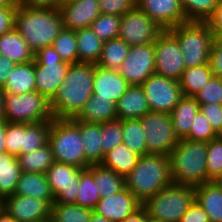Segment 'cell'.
<instances>
[{
	"mask_svg": "<svg viewBox=\"0 0 222 222\" xmlns=\"http://www.w3.org/2000/svg\"><path fill=\"white\" fill-rule=\"evenodd\" d=\"M95 64L77 62L69 66L64 83L50 101L54 118H75L93 95Z\"/></svg>",
	"mask_w": 222,
	"mask_h": 222,
	"instance_id": "cell-1",
	"label": "cell"
},
{
	"mask_svg": "<svg viewBox=\"0 0 222 222\" xmlns=\"http://www.w3.org/2000/svg\"><path fill=\"white\" fill-rule=\"evenodd\" d=\"M14 28L34 53L52 46L64 28L59 8L31 7L18 4Z\"/></svg>",
	"mask_w": 222,
	"mask_h": 222,
	"instance_id": "cell-2",
	"label": "cell"
},
{
	"mask_svg": "<svg viewBox=\"0 0 222 222\" xmlns=\"http://www.w3.org/2000/svg\"><path fill=\"white\" fill-rule=\"evenodd\" d=\"M172 183L169 157L163 154L140 156L137 165L125 177V187L141 204Z\"/></svg>",
	"mask_w": 222,
	"mask_h": 222,
	"instance_id": "cell-3",
	"label": "cell"
},
{
	"mask_svg": "<svg viewBox=\"0 0 222 222\" xmlns=\"http://www.w3.org/2000/svg\"><path fill=\"white\" fill-rule=\"evenodd\" d=\"M206 155L207 142L180 139L168 155L172 182L192 186L208 183Z\"/></svg>",
	"mask_w": 222,
	"mask_h": 222,
	"instance_id": "cell-4",
	"label": "cell"
},
{
	"mask_svg": "<svg viewBox=\"0 0 222 222\" xmlns=\"http://www.w3.org/2000/svg\"><path fill=\"white\" fill-rule=\"evenodd\" d=\"M48 143L54 160L78 168L87 169L79 120L75 118H53L51 120Z\"/></svg>",
	"mask_w": 222,
	"mask_h": 222,
	"instance_id": "cell-5",
	"label": "cell"
},
{
	"mask_svg": "<svg viewBox=\"0 0 222 222\" xmlns=\"http://www.w3.org/2000/svg\"><path fill=\"white\" fill-rule=\"evenodd\" d=\"M195 201V186L170 184L148 199L142 207L147 216L160 222H179Z\"/></svg>",
	"mask_w": 222,
	"mask_h": 222,
	"instance_id": "cell-6",
	"label": "cell"
},
{
	"mask_svg": "<svg viewBox=\"0 0 222 222\" xmlns=\"http://www.w3.org/2000/svg\"><path fill=\"white\" fill-rule=\"evenodd\" d=\"M168 31L179 43L186 68L209 63L214 35L207 22L187 21Z\"/></svg>",
	"mask_w": 222,
	"mask_h": 222,
	"instance_id": "cell-7",
	"label": "cell"
},
{
	"mask_svg": "<svg viewBox=\"0 0 222 222\" xmlns=\"http://www.w3.org/2000/svg\"><path fill=\"white\" fill-rule=\"evenodd\" d=\"M6 121L11 123H38L54 118L50 101L37 91L22 94L5 92Z\"/></svg>",
	"mask_w": 222,
	"mask_h": 222,
	"instance_id": "cell-8",
	"label": "cell"
},
{
	"mask_svg": "<svg viewBox=\"0 0 222 222\" xmlns=\"http://www.w3.org/2000/svg\"><path fill=\"white\" fill-rule=\"evenodd\" d=\"M36 91L51 101L64 83L70 64L61 59L53 46L35 53Z\"/></svg>",
	"mask_w": 222,
	"mask_h": 222,
	"instance_id": "cell-9",
	"label": "cell"
},
{
	"mask_svg": "<svg viewBox=\"0 0 222 222\" xmlns=\"http://www.w3.org/2000/svg\"><path fill=\"white\" fill-rule=\"evenodd\" d=\"M148 153L168 156L179 143L169 113L148 112L140 118Z\"/></svg>",
	"mask_w": 222,
	"mask_h": 222,
	"instance_id": "cell-10",
	"label": "cell"
},
{
	"mask_svg": "<svg viewBox=\"0 0 222 222\" xmlns=\"http://www.w3.org/2000/svg\"><path fill=\"white\" fill-rule=\"evenodd\" d=\"M163 31L145 12L135 7L121 16L118 38L129 46L145 45L155 43Z\"/></svg>",
	"mask_w": 222,
	"mask_h": 222,
	"instance_id": "cell-11",
	"label": "cell"
},
{
	"mask_svg": "<svg viewBox=\"0 0 222 222\" xmlns=\"http://www.w3.org/2000/svg\"><path fill=\"white\" fill-rule=\"evenodd\" d=\"M141 86L152 112L170 113L184 96L177 80L156 73Z\"/></svg>",
	"mask_w": 222,
	"mask_h": 222,
	"instance_id": "cell-12",
	"label": "cell"
},
{
	"mask_svg": "<svg viewBox=\"0 0 222 222\" xmlns=\"http://www.w3.org/2000/svg\"><path fill=\"white\" fill-rule=\"evenodd\" d=\"M82 168L66 163L54 162L45 172L54 196V203L75 204Z\"/></svg>",
	"mask_w": 222,
	"mask_h": 222,
	"instance_id": "cell-13",
	"label": "cell"
},
{
	"mask_svg": "<svg viewBox=\"0 0 222 222\" xmlns=\"http://www.w3.org/2000/svg\"><path fill=\"white\" fill-rule=\"evenodd\" d=\"M154 50L155 73L178 81L186 66L177 39L164 30L156 39Z\"/></svg>",
	"mask_w": 222,
	"mask_h": 222,
	"instance_id": "cell-14",
	"label": "cell"
},
{
	"mask_svg": "<svg viewBox=\"0 0 222 222\" xmlns=\"http://www.w3.org/2000/svg\"><path fill=\"white\" fill-rule=\"evenodd\" d=\"M154 43L130 46L129 53L117 71L130 85H142L155 73Z\"/></svg>",
	"mask_w": 222,
	"mask_h": 222,
	"instance_id": "cell-15",
	"label": "cell"
},
{
	"mask_svg": "<svg viewBox=\"0 0 222 222\" xmlns=\"http://www.w3.org/2000/svg\"><path fill=\"white\" fill-rule=\"evenodd\" d=\"M54 200H42L31 196L11 195L4 198L5 211L18 222H34L50 219Z\"/></svg>",
	"mask_w": 222,
	"mask_h": 222,
	"instance_id": "cell-16",
	"label": "cell"
},
{
	"mask_svg": "<svg viewBox=\"0 0 222 222\" xmlns=\"http://www.w3.org/2000/svg\"><path fill=\"white\" fill-rule=\"evenodd\" d=\"M141 207L142 204L124 187L111 196L101 197L93 212L111 222H122Z\"/></svg>",
	"mask_w": 222,
	"mask_h": 222,
	"instance_id": "cell-17",
	"label": "cell"
},
{
	"mask_svg": "<svg viewBox=\"0 0 222 222\" xmlns=\"http://www.w3.org/2000/svg\"><path fill=\"white\" fill-rule=\"evenodd\" d=\"M136 7L145 12L163 30L187 22L181 0H136Z\"/></svg>",
	"mask_w": 222,
	"mask_h": 222,
	"instance_id": "cell-18",
	"label": "cell"
},
{
	"mask_svg": "<svg viewBox=\"0 0 222 222\" xmlns=\"http://www.w3.org/2000/svg\"><path fill=\"white\" fill-rule=\"evenodd\" d=\"M58 8L64 28L74 31L90 27L101 14L99 0H80Z\"/></svg>",
	"mask_w": 222,
	"mask_h": 222,
	"instance_id": "cell-19",
	"label": "cell"
},
{
	"mask_svg": "<svg viewBox=\"0 0 222 222\" xmlns=\"http://www.w3.org/2000/svg\"><path fill=\"white\" fill-rule=\"evenodd\" d=\"M130 84L114 69H106L95 64L93 95L99 98L110 99L115 103L127 91Z\"/></svg>",
	"mask_w": 222,
	"mask_h": 222,
	"instance_id": "cell-20",
	"label": "cell"
},
{
	"mask_svg": "<svg viewBox=\"0 0 222 222\" xmlns=\"http://www.w3.org/2000/svg\"><path fill=\"white\" fill-rule=\"evenodd\" d=\"M150 112V107L141 85H130L116 103L118 120L140 119Z\"/></svg>",
	"mask_w": 222,
	"mask_h": 222,
	"instance_id": "cell-21",
	"label": "cell"
},
{
	"mask_svg": "<svg viewBox=\"0 0 222 222\" xmlns=\"http://www.w3.org/2000/svg\"><path fill=\"white\" fill-rule=\"evenodd\" d=\"M0 54L16 64L35 59V53L15 28L0 36Z\"/></svg>",
	"mask_w": 222,
	"mask_h": 222,
	"instance_id": "cell-22",
	"label": "cell"
},
{
	"mask_svg": "<svg viewBox=\"0 0 222 222\" xmlns=\"http://www.w3.org/2000/svg\"><path fill=\"white\" fill-rule=\"evenodd\" d=\"M75 119L98 124L117 120L116 103L92 95Z\"/></svg>",
	"mask_w": 222,
	"mask_h": 222,
	"instance_id": "cell-23",
	"label": "cell"
},
{
	"mask_svg": "<svg viewBox=\"0 0 222 222\" xmlns=\"http://www.w3.org/2000/svg\"><path fill=\"white\" fill-rule=\"evenodd\" d=\"M2 89L4 92L11 94L36 91L35 60L27 63H17L12 68Z\"/></svg>",
	"mask_w": 222,
	"mask_h": 222,
	"instance_id": "cell-24",
	"label": "cell"
},
{
	"mask_svg": "<svg viewBox=\"0 0 222 222\" xmlns=\"http://www.w3.org/2000/svg\"><path fill=\"white\" fill-rule=\"evenodd\" d=\"M199 111V103L195 97L183 96L169 113L174 131L179 139L185 138L191 131L193 120Z\"/></svg>",
	"mask_w": 222,
	"mask_h": 222,
	"instance_id": "cell-25",
	"label": "cell"
},
{
	"mask_svg": "<svg viewBox=\"0 0 222 222\" xmlns=\"http://www.w3.org/2000/svg\"><path fill=\"white\" fill-rule=\"evenodd\" d=\"M195 200L208 214L210 222H222V191L214 181L195 186Z\"/></svg>",
	"mask_w": 222,
	"mask_h": 222,
	"instance_id": "cell-26",
	"label": "cell"
},
{
	"mask_svg": "<svg viewBox=\"0 0 222 222\" xmlns=\"http://www.w3.org/2000/svg\"><path fill=\"white\" fill-rule=\"evenodd\" d=\"M14 195L54 200L45 174L36 172L21 173Z\"/></svg>",
	"mask_w": 222,
	"mask_h": 222,
	"instance_id": "cell-27",
	"label": "cell"
},
{
	"mask_svg": "<svg viewBox=\"0 0 222 222\" xmlns=\"http://www.w3.org/2000/svg\"><path fill=\"white\" fill-rule=\"evenodd\" d=\"M139 157L136 152L132 151L124 143H121L105 154L100 164L125 178L137 165Z\"/></svg>",
	"mask_w": 222,
	"mask_h": 222,
	"instance_id": "cell-28",
	"label": "cell"
},
{
	"mask_svg": "<svg viewBox=\"0 0 222 222\" xmlns=\"http://www.w3.org/2000/svg\"><path fill=\"white\" fill-rule=\"evenodd\" d=\"M79 128L86 161L90 165L100 164L104 159L101 141V124L79 121Z\"/></svg>",
	"mask_w": 222,
	"mask_h": 222,
	"instance_id": "cell-29",
	"label": "cell"
},
{
	"mask_svg": "<svg viewBox=\"0 0 222 222\" xmlns=\"http://www.w3.org/2000/svg\"><path fill=\"white\" fill-rule=\"evenodd\" d=\"M75 35L78 62L97 64L104 41L98 38L90 27L76 30Z\"/></svg>",
	"mask_w": 222,
	"mask_h": 222,
	"instance_id": "cell-30",
	"label": "cell"
},
{
	"mask_svg": "<svg viewBox=\"0 0 222 222\" xmlns=\"http://www.w3.org/2000/svg\"><path fill=\"white\" fill-rule=\"evenodd\" d=\"M22 171L17 157L8 152L0 154V197L6 198L15 193Z\"/></svg>",
	"mask_w": 222,
	"mask_h": 222,
	"instance_id": "cell-31",
	"label": "cell"
},
{
	"mask_svg": "<svg viewBox=\"0 0 222 222\" xmlns=\"http://www.w3.org/2000/svg\"><path fill=\"white\" fill-rule=\"evenodd\" d=\"M88 169L94 174L100 197L111 196L125 187V178L112 169L105 168L101 164H92Z\"/></svg>",
	"mask_w": 222,
	"mask_h": 222,
	"instance_id": "cell-32",
	"label": "cell"
},
{
	"mask_svg": "<svg viewBox=\"0 0 222 222\" xmlns=\"http://www.w3.org/2000/svg\"><path fill=\"white\" fill-rule=\"evenodd\" d=\"M212 76L213 72L209 63L199 67L186 68L178 80L183 95L194 97Z\"/></svg>",
	"mask_w": 222,
	"mask_h": 222,
	"instance_id": "cell-33",
	"label": "cell"
},
{
	"mask_svg": "<svg viewBox=\"0 0 222 222\" xmlns=\"http://www.w3.org/2000/svg\"><path fill=\"white\" fill-rule=\"evenodd\" d=\"M22 172L43 173L55 162L49 143L43 147L17 157Z\"/></svg>",
	"mask_w": 222,
	"mask_h": 222,
	"instance_id": "cell-34",
	"label": "cell"
},
{
	"mask_svg": "<svg viewBox=\"0 0 222 222\" xmlns=\"http://www.w3.org/2000/svg\"><path fill=\"white\" fill-rule=\"evenodd\" d=\"M130 46L119 38L103 42L97 66L117 70L129 53Z\"/></svg>",
	"mask_w": 222,
	"mask_h": 222,
	"instance_id": "cell-35",
	"label": "cell"
},
{
	"mask_svg": "<svg viewBox=\"0 0 222 222\" xmlns=\"http://www.w3.org/2000/svg\"><path fill=\"white\" fill-rule=\"evenodd\" d=\"M100 198L94 174L88 168L82 169L75 204L94 210Z\"/></svg>",
	"mask_w": 222,
	"mask_h": 222,
	"instance_id": "cell-36",
	"label": "cell"
},
{
	"mask_svg": "<svg viewBox=\"0 0 222 222\" xmlns=\"http://www.w3.org/2000/svg\"><path fill=\"white\" fill-rule=\"evenodd\" d=\"M123 143L139 156L148 154L145 143V131L140 119L122 120Z\"/></svg>",
	"mask_w": 222,
	"mask_h": 222,
	"instance_id": "cell-37",
	"label": "cell"
},
{
	"mask_svg": "<svg viewBox=\"0 0 222 222\" xmlns=\"http://www.w3.org/2000/svg\"><path fill=\"white\" fill-rule=\"evenodd\" d=\"M51 120L38 123H24L23 154L39 149L48 143Z\"/></svg>",
	"mask_w": 222,
	"mask_h": 222,
	"instance_id": "cell-38",
	"label": "cell"
},
{
	"mask_svg": "<svg viewBox=\"0 0 222 222\" xmlns=\"http://www.w3.org/2000/svg\"><path fill=\"white\" fill-rule=\"evenodd\" d=\"M93 210L76 204H58L51 206V222H90Z\"/></svg>",
	"mask_w": 222,
	"mask_h": 222,
	"instance_id": "cell-39",
	"label": "cell"
},
{
	"mask_svg": "<svg viewBox=\"0 0 222 222\" xmlns=\"http://www.w3.org/2000/svg\"><path fill=\"white\" fill-rule=\"evenodd\" d=\"M220 0H181L187 21L207 22L216 10Z\"/></svg>",
	"mask_w": 222,
	"mask_h": 222,
	"instance_id": "cell-40",
	"label": "cell"
},
{
	"mask_svg": "<svg viewBox=\"0 0 222 222\" xmlns=\"http://www.w3.org/2000/svg\"><path fill=\"white\" fill-rule=\"evenodd\" d=\"M52 46L63 61L69 64L78 62L77 40L74 30L63 28L54 39Z\"/></svg>",
	"mask_w": 222,
	"mask_h": 222,
	"instance_id": "cell-41",
	"label": "cell"
},
{
	"mask_svg": "<svg viewBox=\"0 0 222 222\" xmlns=\"http://www.w3.org/2000/svg\"><path fill=\"white\" fill-rule=\"evenodd\" d=\"M121 16L101 13L91 24L90 28L102 41L118 38Z\"/></svg>",
	"mask_w": 222,
	"mask_h": 222,
	"instance_id": "cell-42",
	"label": "cell"
},
{
	"mask_svg": "<svg viewBox=\"0 0 222 222\" xmlns=\"http://www.w3.org/2000/svg\"><path fill=\"white\" fill-rule=\"evenodd\" d=\"M206 164L208 182L214 181L222 174V136L207 143Z\"/></svg>",
	"mask_w": 222,
	"mask_h": 222,
	"instance_id": "cell-43",
	"label": "cell"
},
{
	"mask_svg": "<svg viewBox=\"0 0 222 222\" xmlns=\"http://www.w3.org/2000/svg\"><path fill=\"white\" fill-rule=\"evenodd\" d=\"M101 141L103 155L123 143L122 120L101 123Z\"/></svg>",
	"mask_w": 222,
	"mask_h": 222,
	"instance_id": "cell-44",
	"label": "cell"
},
{
	"mask_svg": "<svg viewBox=\"0 0 222 222\" xmlns=\"http://www.w3.org/2000/svg\"><path fill=\"white\" fill-rule=\"evenodd\" d=\"M6 152L18 157L23 155L24 123H11L6 121Z\"/></svg>",
	"mask_w": 222,
	"mask_h": 222,
	"instance_id": "cell-45",
	"label": "cell"
},
{
	"mask_svg": "<svg viewBox=\"0 0 222 222\" xmlns=\"http://www.w3.org/2000/svg\"><path fill=\"white\" fill-rule=\"evenodd\" d=\"M217 137L218 135L210 126L205 115L199 110L193 120L191 131L185 137V139L208 143L210 140L215 139Z\"/></svg>",
	"mask_w": 222,
	"mask_h": 222,
	"instance_id": "cell-46",
	"label": "cell"
},
{
	"mask_svg": "<svg viewBox=\"0 0 222 222\" xmlns=\"http://www.w3.org/2000/svg\"><path fill=\"white\" fill-rule=\"evenodd\" d=\"M194 97L199 104L222 105V78L213 75Z\"/></svg>",
	"mask_w": 222,
	"mask_h": 222,
	"instance_id": "cell-47",
	"label": "cell"
},
{
	"mask_svg": "<svg viewBox=\"0 0 222 222\" xmlns=\"http://www.w3.org/2000/svg\"><path fill=\"white\" fill-rule=\"evenodd\" d=\"M136 7V0H99V8L103 14L123 16Z\"/></svg>",
	"mask_w": 222,
	"mask_h": 222,
	"instance_id": "cell-48",
	"label": "cell"
},
{
	"mask_svg": "<svg viewBox=\"0 0 222 222\" xmlns=\"http://www.w3.org/2000/svg\"><path fill=\"white\" fill-rule=\"evenodd\" d=\"M199 110L205 115L214 132L222 136V105L199 104Z\"/></svg>",
	"mask_w": 222,
	"mask_h": 222,
	"instance_id": "cell-49",
	"label": "cell"
},
{
	"mask_svg": "<svg viewBox=\"0 0 222 222\" xmlns=\"http://www.w3.org/2000/svg\"><path fill=\"white\" fill-rule=\"evenodd\" d=\"M179 222H210V219L201 205L195 200Z\"/></svg>",
	"mask_w": 222,
	"mask_h": 222,
	"instance_id": "cell-50",
	"label": "cell"
},
{
	"mask_svg": "<svg viewBox=\"0 0 222 222\" xmlns=\"http://www.w3.org/2000/svg\"><path fill=\"white\" fill-rule=\"evenodd\" d=\"M16 9L17 7H0V36L14 28Z\"/></svg>",
	"mask_w": 222,
	"mask_h": 222,
	"instance_id": "cell-51",
	"label": "cell"
},
{
	"mask_svg": "<svg viewBox=\"0 0 222 222\" xmlns=\"http://www.w3.org/2000/svg\"><path fill=\"white\" fill-rule=\"evenodd\" d=\"M209 64L213 75L222 78V47L215 41L211 47Z\"/></svg>",
	"mask_w": 222,
	"mask_h": 222,
	"instance_id": "cell-52",
	"label": "cell"
},
{
	"mask_svg": "<svg viewBox=\"0 0 222 222\" xmlns=\"http://www.w3.org/2000/svg\"><path fill=\"white\" fill-rule=\"evenodd\" d=\"M212 33H222V0L218 4L212 16L207 20Z\"/></svg>",
	"mask_w": 222,
	"mask_h": 222,
	"instance_id": "cell-53",
	"label": "cell"
},
{
	"mask_svg": "<svg viewBox=\"0 0 222 222\" xmlns=\"http://www.w3.org/2000/svg\"><path fill=\"white\" fill-rule=\"evenodd\" d=\"M15 65V62L9 60L4 55L0 54V88H3L10 72L12 71V68Z\"/></svg>",
	"mask_w": 222,
	"mask_h": 222,
	"instance_id": "cell-54",
	"label": "cell"
},
{
	"mask_svg": "<svg viewBox=\"0 0 222 222\" xmlns=\"http://www.w3.org/2000/svg\"><path fill=\"white\" fill-rule=\"evenodd\" d=\"M61 0H18V4L31 7L58 8Z\"/></svg>",
	"mask_w": 222,
	"mask_h": 222,
	"instance_id": "cell-55",
	"label": "cell"
},
{
	"mask_svg": "<svg viewBox=\"0 0 222 222\" xmlns=\"http://www.w3.org/2000/svg\"><path fill=\"white\" fill-rule=\"evenodd\" d=\"M122 222H145V209L141 207L133 215L127 217Z\"/></svg>",
	"mask_w": 222,
	"mask_h": 222,
	"instance_id": "cell-56",
	"label": "cell"
},
{
	"mask_svg": "<svg viewBox=\"0 0 222 222\" xmlns=\"http://www.w3.org/2000/svg\"><path fill=\"white\" fill-rule=\"evenodd\" d=\"M6 121H0V154L6 152Z\"/></svg>",
	"mask_w": 222,
	"mask_h": 222,
	"instance_id": "cell-57",
	"label": "cell"
},
{
	"mask_svg": "<svg viewBox=\"0 0 222 222\" xmlns=\"http://www.w3.org/2000/svg\"><path fill=\"white\" fill-rule=\"evenodd\" d=\"M4 90L0 88V121H6Z\"/></svg>",
	"mask_w": 222,
	"mask_h": 222,
	"instance_id": "cell-58",
	"label": "cell"
},
{
	"mask_svg": "<svg viewBox=\"0 0 222 222\" xmlns=\"http://www.w3.org/2000/svg\"><path fill=\"white\" fill-rule=\"evenodd\" d=\"M0 222H18V221L4 210L0 214Z\"/></svg>",
	"mask_w": 222,
	"mask_h": 222,
	"instance_id": "cell-59",
	"label": "cell"
},
{
	"mask_svg": "<svg viewBox=\"0 0 222 222\" xmlns=\"http://www.w3.org/2000/svg\"><path fill=\"white\" fill-rule=\"evenodd\" d=\"M18 0H0V7H17Z\"/></svg>",
	"mask_w": 222,
	"mask_h": 222,
	"instance_id": "cell-60",
	"label": "cell"
},
{
	"mask_svg": "<svg viewBox=\"0 0 222 222\" xmlns=\"http://www.w3.org/2000/svg\"><path fill=\"white\" fill-rule=\"evenodd\" d=\"M90 222H111V221L92 212Z\"/></svg>",
	"mask_w": 222,
	"mask_h": 222,
	"instance_id": "cell-61",
	"label": "cell"
},
{
	"mask_svg": "<svg viewBox=\"0 0 222 222\" xmlns=\"http://www.w3.org/2000/svg\"><path fill=\"white\" fill-rule=\"evenodd\" d=\"M214 41L222 47V33H213Z\"/></svg>",
	"mask_w": 222,
	"mask_h": 222,
	"instance_id": "cell-62",
	"label": "cell"
},
{
	"mask_svg": "<svg viewBox=\"0 0 222 222\" xmlns=\"http://www.w3.org/2000/svg\"><path fill=\"white\" fill-rule=\"evenodd\" d=\"M214 182L218 185V187L221 189V191H222V174L218 177V178H216L215 180H214Z\"/></svg>",
	"mask_w": 222,
	"mask_h": 222,
	"instance_id": "cell-63",
	"label": "cell"
},
{
	"mask_svg": "<svg viewBox=\"0 0 222 222\" xmlns=\"http://www.w3.org/2000/svg\"><path fill=\"white\" fill-rule=\"evenodd\" d=\"M78 1H80V0H61L60 6L67 5V4L74 3V2H78Z\"/></svg>",
	"mask_w": 222,
	"mask_h": 222,
	"instance_id": "cell-64",
	"label": "cell"
},
{
	"mask_svg": "<svg viewBox=\"0 0 222 222\" xmlns=\"http://www.w3.org/2000/svg\"><path fill=\"white\" fill-rule=\"evenodd\" d=\"M145 222H160V221L148 217L147 213H146V210H145Z\"/></svg>",
	"mask_w": 222,
	"mask_h": 222,
	"instance_id": "cell-65",
	"label": "cell"
},
{
	"mask_svg": "<svg viewBox=\"0 0 222 222\" xmlns=\"http://www.w3.org/2000/svg\"><path fill=\"white\" fill-rule=\"evenodd\" d=\"M5 210L4 208V198L0 197V214Z\"/></svg>",
	"mask_w": 222,
	"mask_h": 222,
	"instance_id": "cell-66",
	"label": "cell"
},
{
	"mask_svg": "<svg viewBox=\"0 0 222 222\" xmlns=\"http://www.w3.org/2000/svg\"><path fill=\"white\" fill-rule=\"evenodd\" d=\"M50 219H45V220H39V221H34V222H50Z\"/></svg>",
	"mask_w": 222,
	"mask_h": 222,
	"instance_id": "cell-67",
	"label": "cell"
}]
</instances>
